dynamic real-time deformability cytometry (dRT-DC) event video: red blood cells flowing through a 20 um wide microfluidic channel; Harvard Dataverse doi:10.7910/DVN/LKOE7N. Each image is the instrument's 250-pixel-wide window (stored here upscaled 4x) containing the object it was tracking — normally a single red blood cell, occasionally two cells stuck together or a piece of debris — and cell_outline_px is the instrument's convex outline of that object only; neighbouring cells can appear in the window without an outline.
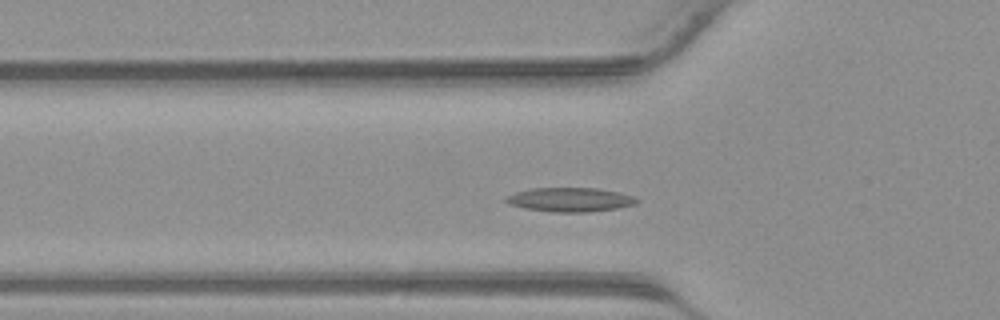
{"species": "common noctule bat (a hibernating species)", "species_latin": "Nyctalus noctula", "temperature_condition": "warm", "stored_images_in_passage": 34, "camera_frame_rate_fps": 3000, "um_per_image_px": 0.085, "animal": {"sex": "male", "body_mass_g": 23.1, "forearm_length_mm": 52.7}, "frame": {"image": 1, "passage_image": 6, "time_ms": 1.667, "image_size_px": [1000, 320], "cell_outline_px": [[640, 200], [636, 204], [620, 208], [588, 212], [552, 212], [524, 208], [508, 204], [504, 200], [504, 196], [516, 192], [532, 188], [596, 188], [620, 192], [632, 196]], "centroid_in_image_um": [48.45, 16.97], "position_along_channel_um": 77.3, "area_um2": 18.55}}
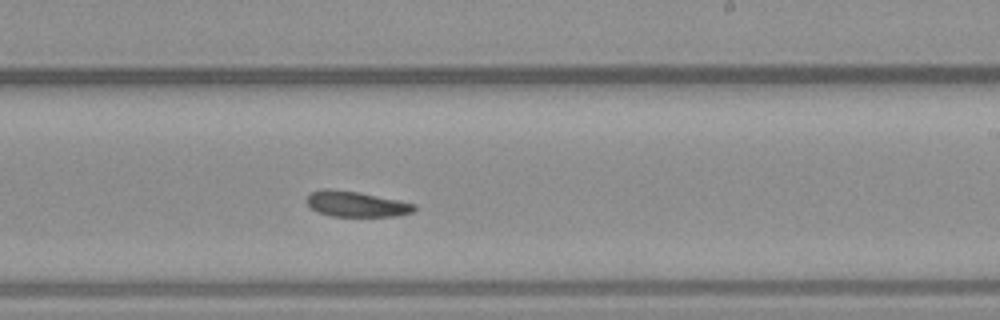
{"frame": {"image": 2, "passage_image": 17, "time_ms": 5.333, "image_size_px": [1000, 320], "cell_outline_px": [[416, 208], [412, 212], [396, 216], [328, 216], [312, 208], [304, 200], [312, 192], [324, 188], [332, 188], [356, 192], [400, 200], [416, 204]], "centroid_in_image_um": [30.27, 17.34], "position_along_channel_um": 258.7, "area_um2": 15.95}}
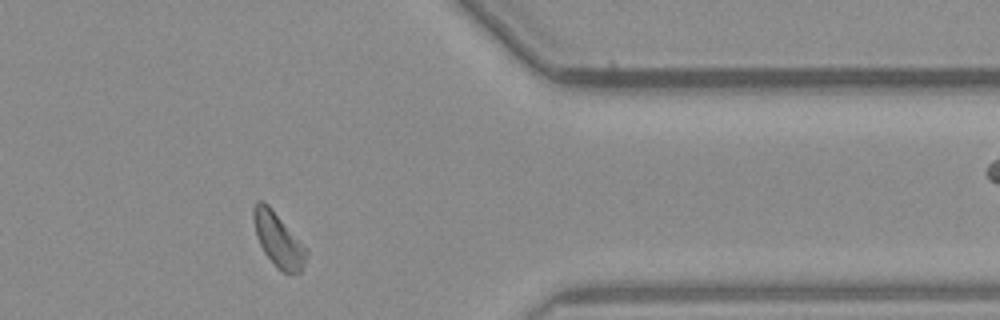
{"frame": {"image": 3, "passage_image": 26, "time_ms": 8.333, "image_size_px": [1000, 320], "cell_outline_px": [[308, 252], [304, 264], [300, 272], [284, 272], [276, 268], [264, 252], [256, 236], [252, 216], [252, 208], [256, 200], [264, 200], [268, 204], [308, 248]], "centroid_in_image_um": [23.64, 20.33], "position_along_channel_um": 387.8, "area_um2": 16.82}}